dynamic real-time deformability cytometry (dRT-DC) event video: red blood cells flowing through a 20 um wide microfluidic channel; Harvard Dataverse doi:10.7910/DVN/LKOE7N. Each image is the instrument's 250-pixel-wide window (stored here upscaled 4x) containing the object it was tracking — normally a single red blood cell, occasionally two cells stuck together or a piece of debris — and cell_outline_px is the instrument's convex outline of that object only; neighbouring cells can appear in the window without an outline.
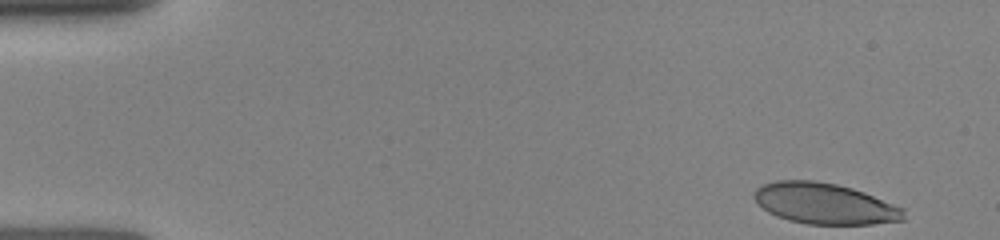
{"species": "human", "species_latin": "Homo sapiens", "temperature_condition": "room temperature", "stored_images_in_passage": 10, "camera_frame_rate_fps": 3000, "um_per_image_px": 0.085, "donor": {"sex": "female"}, "frame": {"image": 1, "passage_image": 1, "time_ms": 0.0, "image_size_px": [1000, 240], "cell_outline_px": [[904, 220], [872, 224], [808, 224], [788, 220], [776, 216], [768, 212], [752, 196], [756, 188], [764, 184], [776, 180], [812, 180], [836, 184], [852, 188], [864, 192], [904, 208]], "centroid_in_image_um": [70.09, 17.3], "position_along_channel_um": 14.9, "area_um2": 35.6}}
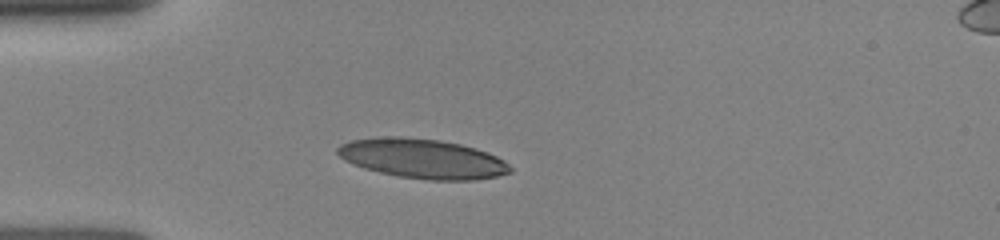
{"frame": {"image": 2, "passage_image": 7, "time_ms": 3.333, "image_size_px": [1000, 240], "cell_outline_px": [[512, 172], [496, 176], [476, 180], [432, 180], [400, 176], [380, 172], [364, 168], [344, 160], [336, 152], [336, 148], [340, 144], [352, 140], [376, 136], [400, 136], [440, 140], [460, 144], [476, 148], [488, 152], [504, 160], [512, 168]], "centroid_in_image_um": [35.91, 13.47], "position_along_channel_um": 49.1, "area_um2": 39.88}}
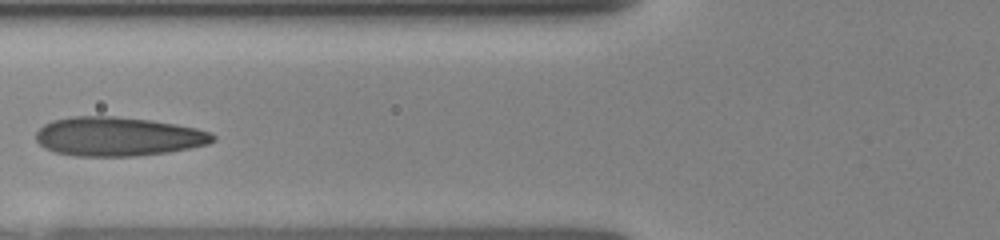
{"frame": {"image": 3, "passage_image": 10, "time_ms": 5.333, "image_size_px": [1000, 240], "cell_outline_px": [[216, 140], [208, 144], [168, 152], [136, 156], [76, 156], [56, 152], [44, 148], [36, 140], [36, 132], [44, 124], [52, 120], [72, 116], [116, 116], [152, 120], [176, 124], [196, 128], [212, 132], [216, 136]], "centroid_in_image_um": [10.04, 11.6], "position_along_channel_um": 115.8, "area_um2": 40.46}}